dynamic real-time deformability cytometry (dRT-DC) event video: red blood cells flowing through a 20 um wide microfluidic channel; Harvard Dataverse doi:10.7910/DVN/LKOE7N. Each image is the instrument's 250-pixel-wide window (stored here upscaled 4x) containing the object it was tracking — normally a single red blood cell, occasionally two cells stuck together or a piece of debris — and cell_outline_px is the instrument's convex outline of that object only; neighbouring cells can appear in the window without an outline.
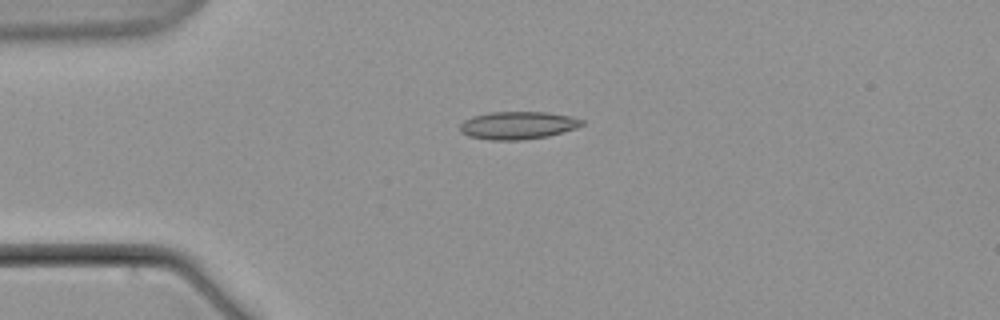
{"species": "common noctule bat (a hibernating species)", "species_latin": "Nyctalus noctula", "temperature_condition": "warm", "stored_images_in_passage": 2, "camera_frame_rate_fps": 3000, "um_per_image_px": 0.085, "animal": {"sex": "male", "body_mass_g": 21.5, "forearm_length_mm": 52.0}, "frame": {"image": 1, "passage_image": 1, "time_ms": 0.0, "image_size_px": [1000, 320], "cell_outline_px": [[584, 124], [576, 128], [548, 136], [524, 140], [492, 140], [468, 136], [460, 132], [460, 124], [464, 120], [472, 116], [488, 112], [548, 112], [572, 116], [584, 120]], "centroid_in_image_um": [44.01, 10.65], "position_along_channel_um": 41.0, "area_um2": 19.88}}